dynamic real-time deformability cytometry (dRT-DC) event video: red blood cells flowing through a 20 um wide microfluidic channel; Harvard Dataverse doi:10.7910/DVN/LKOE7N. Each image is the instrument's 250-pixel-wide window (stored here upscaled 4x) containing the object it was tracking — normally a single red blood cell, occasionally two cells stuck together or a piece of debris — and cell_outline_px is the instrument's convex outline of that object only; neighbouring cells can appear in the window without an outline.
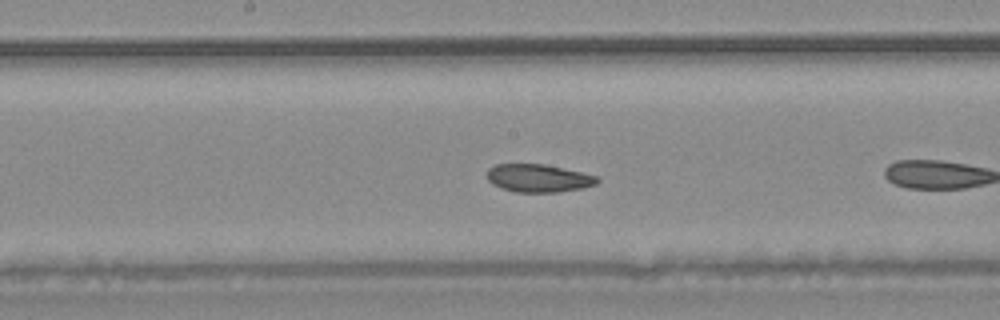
{"species": "common noctule bat (a hibernating species)", "species_latin": "Nyctalus noctula", "temperature_condition": "warm", "stored_images_in_passage": 15, "camera_frame_rate_fps": 3000, "um_per_image_px": 0.085, "animal": {"sex": "male", "body_mass_g": 20.4}, "frame": {"image": 1, "passage_image": 11, "time_ms": 3.333, "image_size_px": [1000, 320], "cell_outline_px": [[600, 180], [596, 184], [584, 188], [560, 192], [516, 192], [500, 188], [492, 184], [488, 180], [488, 168], [496, 164], [544, 164], [580, 172], [596, 176]], "centroid_in_image_um": [45.76, 15.15], "position_along_channel_um": 202.4, "area_um2": 17.92}}